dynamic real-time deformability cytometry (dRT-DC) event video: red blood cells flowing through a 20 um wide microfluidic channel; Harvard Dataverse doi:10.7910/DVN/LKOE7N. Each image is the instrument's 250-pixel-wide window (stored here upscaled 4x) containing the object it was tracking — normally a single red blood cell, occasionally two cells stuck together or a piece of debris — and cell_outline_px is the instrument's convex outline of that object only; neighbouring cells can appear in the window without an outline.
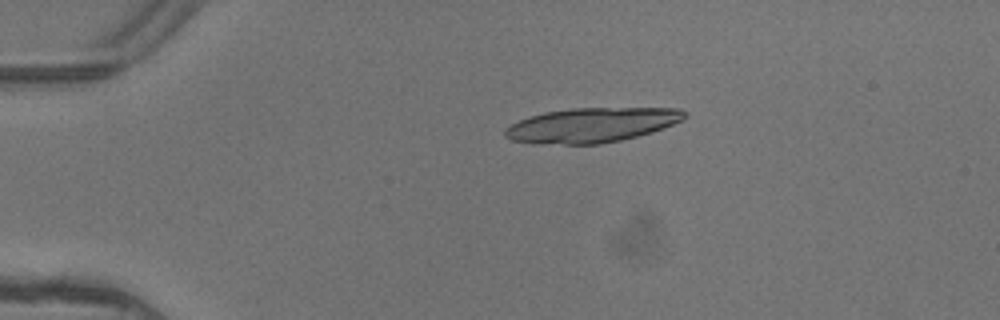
{"species": "common noctule bat (a hibernating species)", "species_latin": "Nyctalus noctula", "temperature_condition": "warm", "stored_images_in_passage": 2, "camera_frame_rate_fps": 3000, "um_per_image_px": 0.085, "animal": {"sex": "female"}, "frame": {"image": 1, "passage_image": 1, "time_ms": 0.0, "image_size_px": [1000, 320], "cell_outline_px": [[688, 116], [684, 120], [664, 128], [652, 132], [620, 140], [600, 144], [536, 144], [512, 140], [504, 136], [504, 132], [512, 124], [520, 120], [544, 112], [572, 108], [680, 108], [688, 112]], "centroid_in_image_um": [50.35, 10.63], "position_along_channel_um": 34.6, "area_um2": 36.3}}